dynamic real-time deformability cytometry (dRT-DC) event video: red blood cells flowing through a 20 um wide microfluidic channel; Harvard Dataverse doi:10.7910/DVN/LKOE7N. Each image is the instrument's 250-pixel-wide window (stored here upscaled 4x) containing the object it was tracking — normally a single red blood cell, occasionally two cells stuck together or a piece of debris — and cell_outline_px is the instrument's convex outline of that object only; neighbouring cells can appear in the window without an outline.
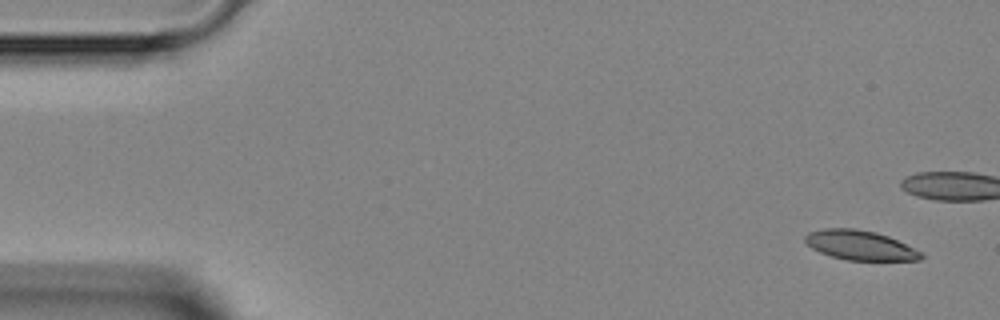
{"species": "Egyptian fruit bat (a non-hibernating species)", "species_latin": "Rousettus aegyptiacus", "temperature_condition": "room temperature", "stored_images_in_passage": 5, "camera_frame_rate_fps": 3000, "um_per_image_px": 0.085, "animal": {"sex": "female"}, "frame": {"image": 1, "passage_image": 1, "time_ms": 0.0, "image_size_px": [1000, 320], "cell_outline_px": [[924, 256], [920, 260], [848, 260], [832, 256], [820, 252], [812, 248], [804, 240], [804, 236], [808, 232], [824, 228], [856, 228], [876, 232], [888, 236], [924, 252]], "centroid_in_image_um": [73.13, 20.84], "position_along_channel_um": 11.9, "area_um2": 20.06}}